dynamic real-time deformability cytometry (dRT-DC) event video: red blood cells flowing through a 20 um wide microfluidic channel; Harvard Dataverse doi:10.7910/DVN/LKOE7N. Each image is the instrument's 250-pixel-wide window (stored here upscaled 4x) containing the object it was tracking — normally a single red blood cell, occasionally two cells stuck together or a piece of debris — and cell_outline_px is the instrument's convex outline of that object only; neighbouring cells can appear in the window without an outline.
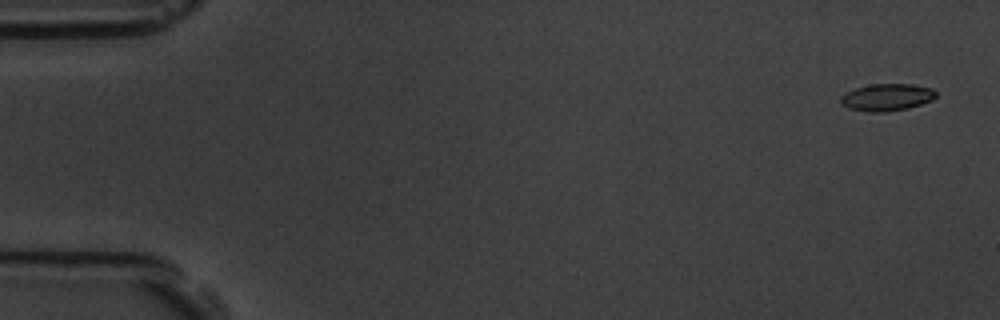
{"species": "common noctule bat (a hibernating species)", "species_latin": "Nyctalus noctula", "temperature_condition": "room temperature", "stored_images_in_passage": 5, "segment_of_instrument_passage": [2, 2], "camera_frame_rate_fps": 3000, "um_per_image_px": 0.085, "animal": {"sex": "male", "body_mass_g": 19.5, "forearm_length_mm": 54.6}, "frame": {"image": 1, "passage_image": 5, "time_ms": 5.667, "image_size_px": [1000, 320], "cell_outline_px": [[936, 96], [932, 100], [908, 108], [888, 112], [872, 112], [848, 108], [840, 104], [840, 96], [844, 92], [856, 88], [872, 84], [912, 84], [932, 88], [936, 92]], "centroid_in_image_um": [75.35, 8.27], "position_along_channel_um": 9.6, "area_um2": 15.14}}